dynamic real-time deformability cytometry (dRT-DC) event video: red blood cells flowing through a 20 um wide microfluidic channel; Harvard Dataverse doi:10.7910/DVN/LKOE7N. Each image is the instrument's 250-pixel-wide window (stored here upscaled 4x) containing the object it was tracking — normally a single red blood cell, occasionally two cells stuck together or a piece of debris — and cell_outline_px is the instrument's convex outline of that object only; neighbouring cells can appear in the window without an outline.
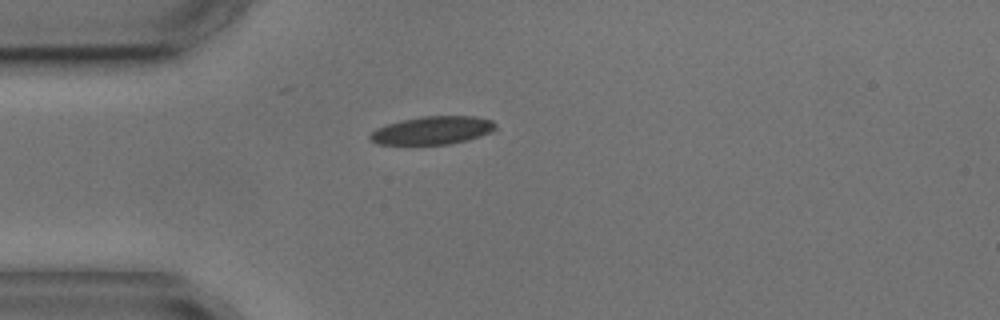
{"species": "common noctule bat (a hibernating species)", "species_latin": "Nyctalus noctula", "temperature_condition": "cold", "stored_images_in_passage": 2, "camera_frame_rate_fps": 3000, "um_per_image_px": 0.085, "animal": {"sex": "male", "body_mass_g": 17.9, "forearm_length_mm": 54.2}, "frame": {"image": 1, "passage_image": 1, "time_ms": 0.0, "image_size_px": [1000, 320], "cell_outline_px": [[496, 132], [468, 140], [448, 144], [376, 144], [368, 140], [368, 136], [376, 128], [388, 124], [404, 120], [424, 116], [476, 116], [492, 120], [496, 124]], "centroid_in_image_um": [36.81, 11.08], "position_along_channel_um": 48.2, "area_um2": 20.69}}